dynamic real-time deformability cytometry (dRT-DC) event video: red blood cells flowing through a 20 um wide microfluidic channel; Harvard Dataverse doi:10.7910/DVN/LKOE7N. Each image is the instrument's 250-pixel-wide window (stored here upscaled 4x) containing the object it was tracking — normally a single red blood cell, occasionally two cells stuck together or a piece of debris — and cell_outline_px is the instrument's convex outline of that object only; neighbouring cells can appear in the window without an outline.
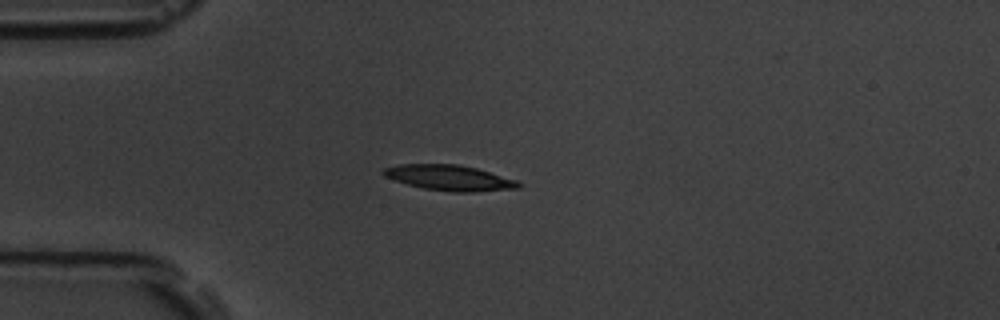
{"species": "common noctule bat (a hibernating species)", "species_latin": "Nyctalus noctula", "temperature_condition": "room temperature", "stored_images_in_passage": 9, "camera_frame_rate_fps": 3000, "um_per_image_px": 0.085, "animal": {"sex": "male", "body_mass_g": 19.5, "forearm_length_mm": 54.6}, "frame": {"image": 1, "passage_image": 3, "time_ms": 2.333, "image_size_px": [1000, 320], "cell_outline_px": [[524, 184], [520, 188], [472, 192], [452, 192], [424, 188], [408, 184], [384, 176], [380, 172], [384, 168], [396, 164], [460, 164], [476, 168], [516, 180]], "centroid_in_image_um": [38.21, 15.11], "position_along_channel_um": 46.8, "area_um2": 20.06}}
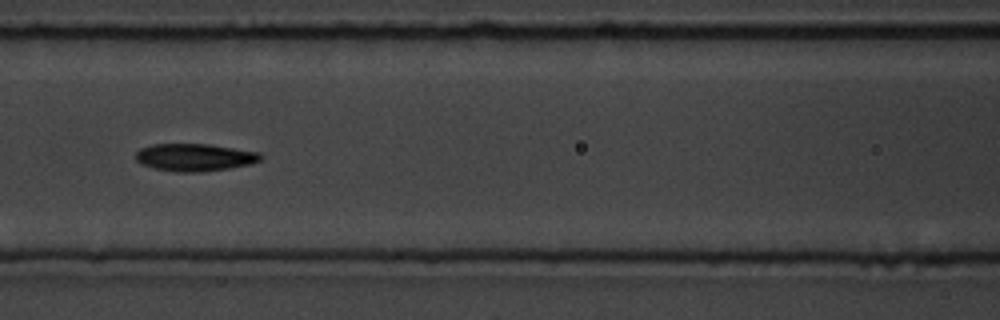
{"frame": {"image": 2, "passage_image": 6, "time_ms": 5.667, "image_size_px": [1000, 320], "cell_outline_px": [[264, 156], [260, 160], [252, 164], [228, 168], [200, 172], [176, 172], [156, 168], [144, 164], [136, 160], [136, 152], [140, 148], [152, 144], [208, 144], [260, 152]], "centroid_in_image_um": [16.58, 13.37], "position_along_channel_um": 150.0, "area_um2": 19.94}}
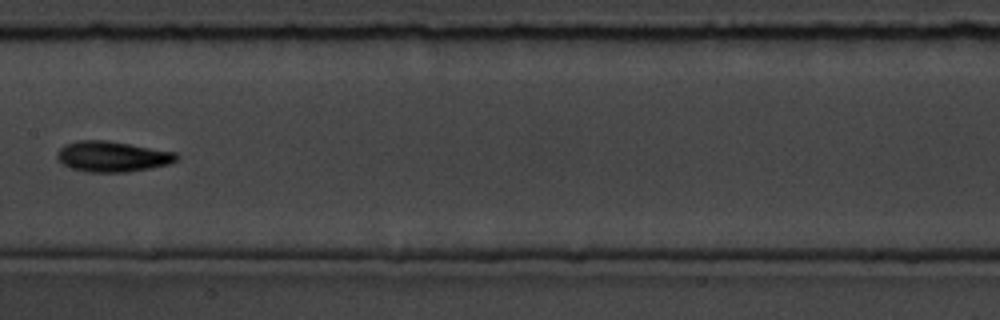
{"frame": {"image": 3, "passage_image": 7, "time_ms": 7.0, "image_size_px": [1000, 320], "cell_outline_px": [[180, 156], [176, 160], [168, 164], [128, 172], [88, 172], [72, 168], [64, 164], [56, 156], [56, 152], [64, 144], [76, 140], [108, 140], [176, 152]], "centroid_in_image_um": [9.54, 13.29], "position_along_channel_um": 197.9, "area_um2": 21.27}}